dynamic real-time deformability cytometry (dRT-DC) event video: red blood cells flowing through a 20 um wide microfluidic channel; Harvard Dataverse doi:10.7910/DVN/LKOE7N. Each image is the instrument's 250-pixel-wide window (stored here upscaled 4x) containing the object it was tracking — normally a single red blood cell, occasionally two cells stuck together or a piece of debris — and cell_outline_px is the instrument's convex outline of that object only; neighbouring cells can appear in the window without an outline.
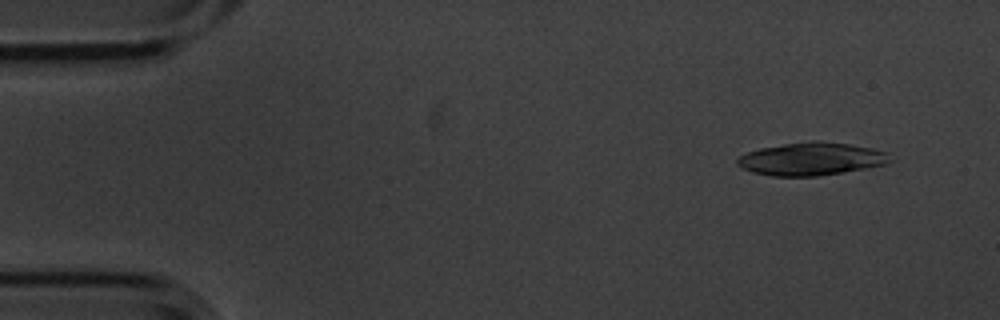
{"species": "common noctule bat (a hibernating species)", "species_latin": "Nyctalus noctula", "temperature_condition": "cold", "stored_images_in_passage": 4, "camera_frame_rate_fps": 3000, "um_per_image_px": 0.085, "animal": {"sex": "male", "body_mass_g": 20.1, "forearm_length_mm": 53.5}, "frame": {"image": 1, "passage_image": 1, "time_ms": 0.0, "image_size_px": [1000, 320], "cell_outline_px": [[892, 160], [884, 164], [844, 172], [820, 176], [772, 176], [752, 172], [736, 164], [736, 160], [740, 156], [748, 152], [760, 148], [784, 144], [812, 140], [816, 140], [848, 144], [872, 148], [888, 152]], "centroid_in_image_um": [68.96, 13.51], "position_along_channel_um": 16.0, "area_um2": 29.13}}